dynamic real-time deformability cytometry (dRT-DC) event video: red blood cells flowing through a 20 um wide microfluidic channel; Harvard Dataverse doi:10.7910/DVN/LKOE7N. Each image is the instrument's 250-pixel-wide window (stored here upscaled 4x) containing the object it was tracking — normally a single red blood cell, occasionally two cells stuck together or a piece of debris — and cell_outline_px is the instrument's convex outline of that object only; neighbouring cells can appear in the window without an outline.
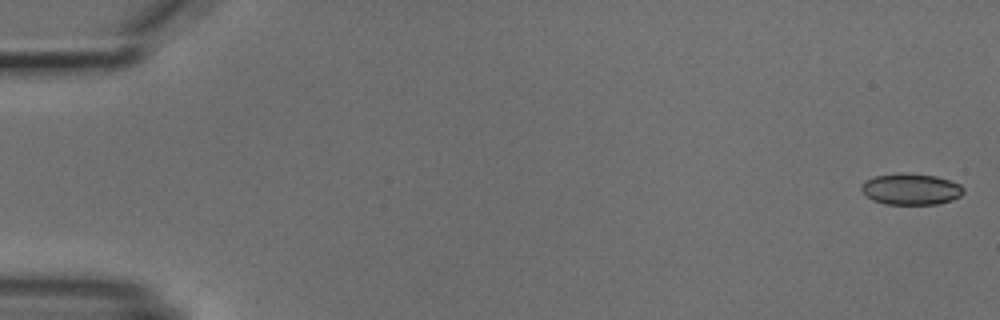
{"species": "common noctule bat (a hibernating species)", "species_latin": "Nyctalus noctula", "temperature_condition": "cold", "stored_images_in_passage": 5, "camera_frame_rate_fps": 3000, "um_per_image_px": 0.085, "animal": {"sex": "male", "body_mass_g": 18.8}, "frame": {"image": 1, "passage_image": 1, "time_ms": 0.0, "image_size_px": [1000, 320], "cell_outline_px": [[964, 192], [960, 196], [952, 200], [936, 204], [884, 204], [872, 200], [860, 188], [864, 180], [876, 176], [936, 176], [960, 184], [964, 188]], "centroid_in_image_um": [77.45, 16.13], "position_along_channel_um": 7.5, "area_um2": 17.74}}
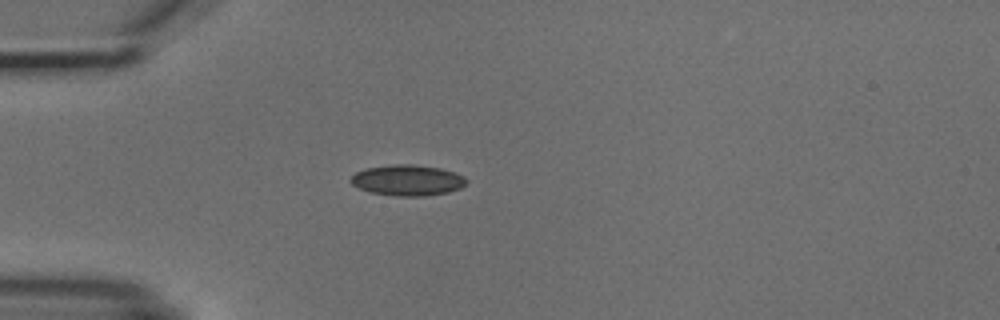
{"frame": {"image": 2, "passage_image": 4, "time_ms": 4.667, "image_size_px": [1000, 320], "cell_outline_px": [[468, 180], [460, 188], [448, 192], [424, 196], [396, 196], [368, 192], [352, 184], [348, 180], [356, 172], [364, 168], [392, 164], [408, 164], [440, 168], [456, 172], [464, 176]], "centroid_in_image_um": [34.62, 15.32], "position_along_channel_um": 50.4, "area_um2": 20.87}}